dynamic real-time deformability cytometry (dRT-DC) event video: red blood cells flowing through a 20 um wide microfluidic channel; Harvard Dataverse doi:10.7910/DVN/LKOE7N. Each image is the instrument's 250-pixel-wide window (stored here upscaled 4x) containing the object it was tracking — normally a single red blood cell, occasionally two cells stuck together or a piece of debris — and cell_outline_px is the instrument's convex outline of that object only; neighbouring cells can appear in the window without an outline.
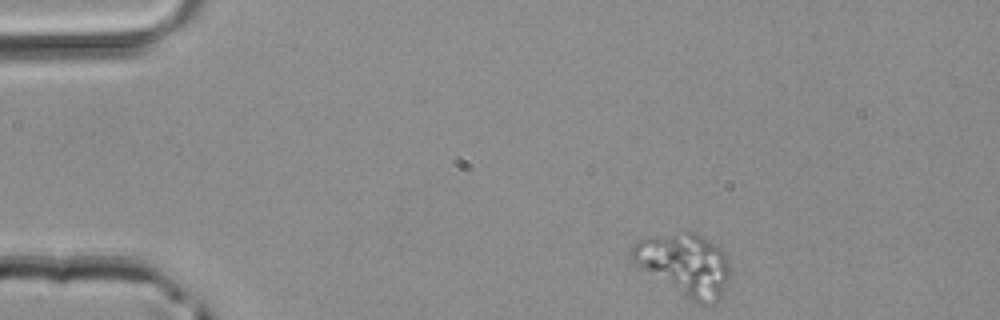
{"species": "common noctule bat (a hibernating species)", "species_latin": "Nyctalus noctula", "temperature_condition": "room temperature", "stored_images_in_passage": 3, "camera_frame_rate_fps": 3000, "um_per_image_px": 0.085, "animal": {"sex": "male", "body_mass_g": 20.4}, "frame": {"image": 1, "passage_image": 1, "time_ms": 0.0, "image_size_px": [1000, 320], "cell_outline_px": [[732, 272], [724, 292], [720, 300], [708, 304], [700, 304], [692, 300], [632, 260], [628, 256], [628, 252], [632, 244], [640, 240], [688, 232], [692, 232], [700, 236], [720, 248], [724, 252]], "centroid_in_image_um": [58.27, 22.5], "position_along_channel_um": 26.7, "area_um2": 34.33}}
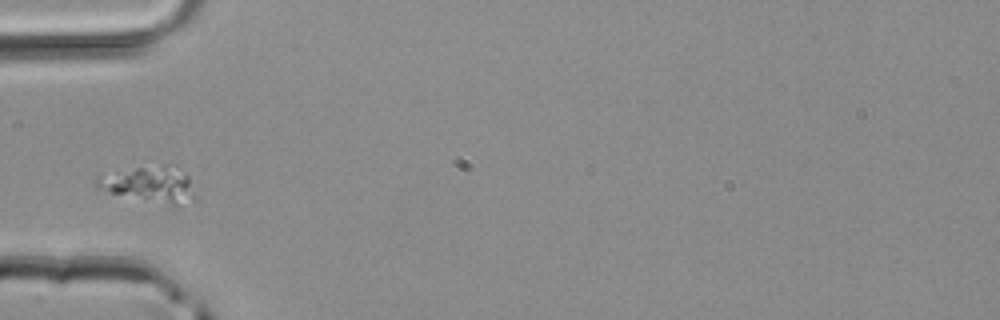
{"frame": {"image": 2, "passage_image": 3, "time_ms": 0.667, "image_size_px": [1000, 320], "cell_outline_px": [[196, 196], [192, 200], [176, 204], [172, 204], [108, 192], [96, 188], [96, 176], [136, 168], [164, 164], [176, 164], [188, 176]], "centroid_in_image_um": [12.75, 15.62], "position_along_channel_um": 72.2, "area_um2": 20.0}}